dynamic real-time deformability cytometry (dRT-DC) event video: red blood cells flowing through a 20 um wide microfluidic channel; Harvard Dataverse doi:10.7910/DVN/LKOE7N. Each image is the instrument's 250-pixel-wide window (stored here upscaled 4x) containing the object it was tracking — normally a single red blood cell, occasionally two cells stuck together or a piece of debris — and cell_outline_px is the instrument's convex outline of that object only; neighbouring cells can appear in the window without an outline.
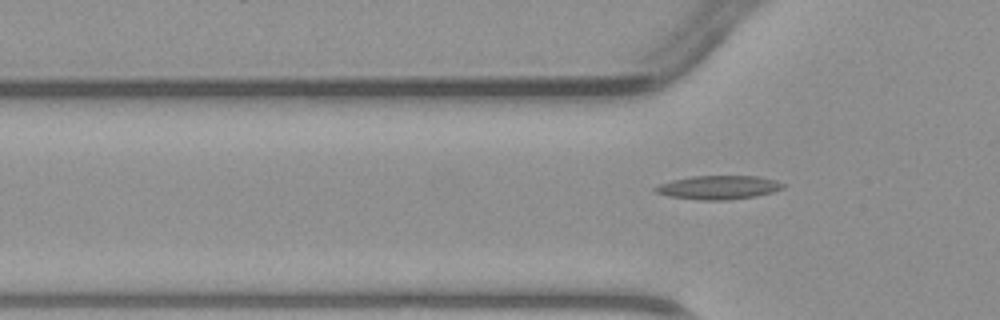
{"species": "common noctule bat (a hibernating species)", "species_latin": "Nyctalus noctula", "temperature_condition": "warm", "stored_images_in_passage": 4, "camera_frame_rate_fps": 3000, "um_per_image_px": 0.085, "animal": {"sex": "male", "body_mass_g": 23.1, "forearm_length_mm": 52.7}, "frame": {"image": 1, "passage_image": 4, "time_ms": 4.333, "image_size_px": [1000, 320], "cell_outline_px": [[784, 188], [772, 192], [756, 196], [724, 200], [700, 200], [668, 196], [656, 192], [652, 188], [660, 184], [672, 180], [692, 176], [756, 176], [776, 180], [784, 184]], "centroid_in_image_um": [61.06, 15.93], "position_along_channel_um": 64.7, "area_um2": 17.57}}